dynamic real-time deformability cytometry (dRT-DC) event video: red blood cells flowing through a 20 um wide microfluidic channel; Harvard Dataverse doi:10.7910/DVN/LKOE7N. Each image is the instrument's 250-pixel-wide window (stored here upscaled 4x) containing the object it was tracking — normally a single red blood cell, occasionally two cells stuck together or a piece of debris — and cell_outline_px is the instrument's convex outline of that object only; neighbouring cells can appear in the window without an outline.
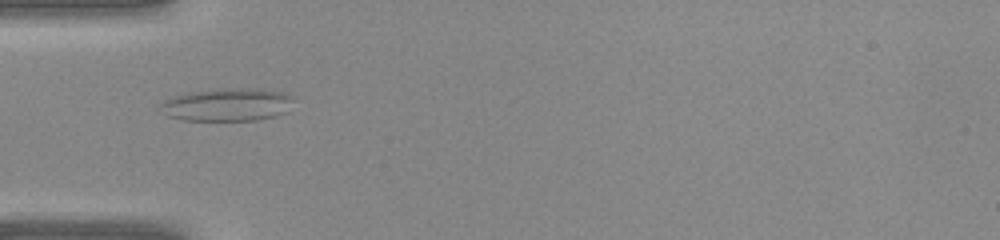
{"species": "common noctule bat (a hibernating species)", "species_latin": "Nyctalus noctula", "temperature_condition": "warm", "stored_images_in_passage": 29, "camera_frame_rate_fps": 3000, "um_per_image_px": 0.085, "animal": {"sex": "female", "body_mass_g": 22.0, "forearm_length_mm": 56.7}, "frame": {"image": 1, "passage_image": 2, "time_ms": 0.333, "image_size_px": [1000, 240], "cell_outline_px": [[288, 112], [276, 116], [256, 120], [184, 120], [168, 116], [160, 104], [164, 100], [172, 96], [220, 88], [256, 88], [284, 92], [288, 96]], "centroid_in_image_um": [19.31, 8.9], "position_along_channel_um": 65.7, "area_um2": 25.03}}
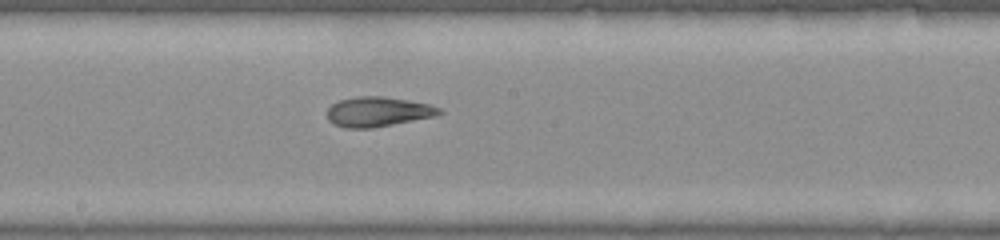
{"frame": {"image": 2, "passage_image": 11, "time_ms": 3.333, "image_size_px": [1000, 240], "cell_outline_px": [[444, 112], [436, 116], [372, 128], [344, 128], [328, 120], [328, 108], [332, 104], [340, 100], [356, 96], [384, 96], [408, 100], [428, 104], [440, 108]], "centroid_in_image_um": [32.14, 9.49], "position_along_channel_um": 216.1, "area_um2": 19.42}}
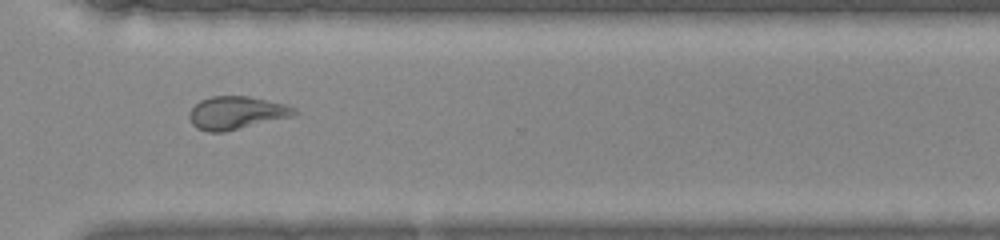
{"frame": {"image": 3, "passage_image": 19, "time_ms": 6.0, "image_size_px": [1000, 240], "cell_outline_px": [[296, 116], [224, 132], [208, 132], [196, 128], [192, 124], [188, 116], [188, 112], [200, 100], [212, 96], [248, 96], [284, 104], [296, 108]], "centroid_in_image_um": [20.09, 9.6], "position_along_channel_um": 350.5, "area_um2": 20.29}}